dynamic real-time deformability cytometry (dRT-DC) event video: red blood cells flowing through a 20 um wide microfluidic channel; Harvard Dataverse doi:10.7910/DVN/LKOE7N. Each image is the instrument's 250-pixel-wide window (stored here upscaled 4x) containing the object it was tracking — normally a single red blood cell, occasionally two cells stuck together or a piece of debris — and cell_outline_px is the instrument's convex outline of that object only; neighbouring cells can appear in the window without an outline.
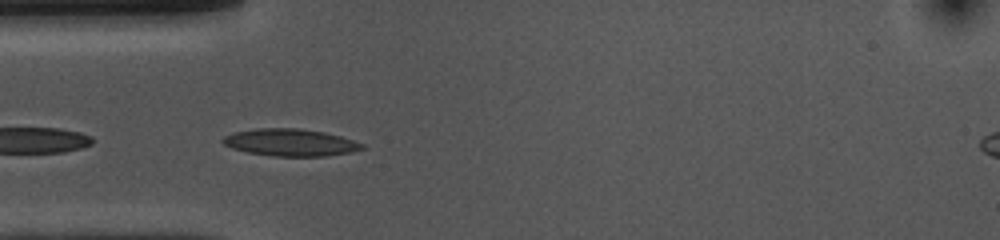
{"species": "common noctule bat (a hibernating species)", "species_latin": "Nyctalus noctula", "temperature_condition": "cold", "stored_images_in_passage": 40, "camera_frame_rate_fps": 3000, "um_per_image_px": 0.085, "animal": {"sex": "female", "body_mass_g": 10.0, "forearm_length_mm": 53.1}, "frame": {"image": 1, "passage_image": 2, "time_ms": 0.333, "image_size_px": [1000, 240], "cell_outline_px": [[364, 148], [352, 152], [328, 156], [272, 156], [248, 152], [232, 148], [224, 144], [220, 140], [224, 136], [232, 132], [256, 128], [300, 128], [324, 132], [340, 136], [364, 144]], "centroid_in_image_um": [24.66, 12.1], "position_along_channel_um": 60.3, "area_um2": 22.14}}
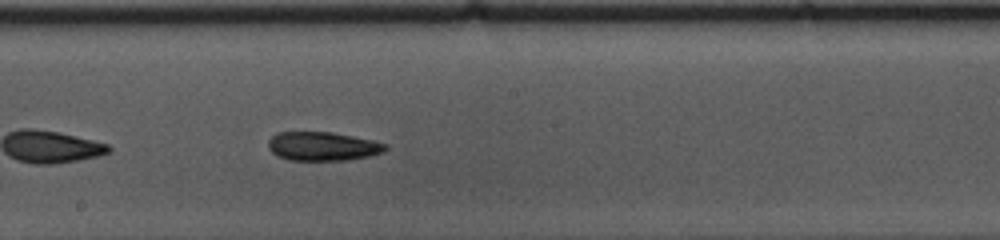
{"frame": {"image": 2, "passage_image": 15, "time_ms": 4.667, "image_size_px": [1000, 240], "cell_outline_px": [[388, 148], [384, 152], [368, 156], [344, 160], [288, 160], [276, 156], [268, 148], [268, 140], [276, 132], [332, 132], [352, 136], [388, 144]], "centroid_in_image_um": [27.39, 12.43], "position_along_channel_um": 220.8, "area_um2": 19.71}}
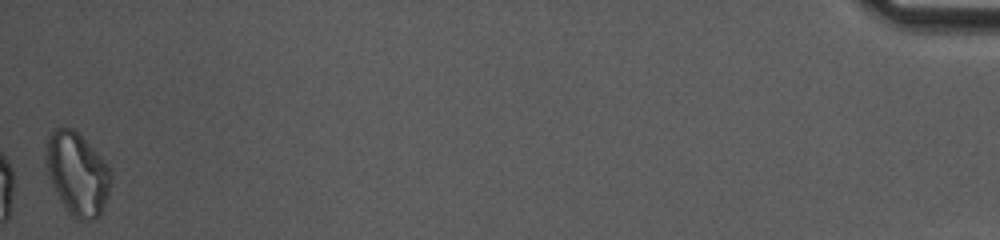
{"frame": {"image": 3, "passage_image": 40, "time_ms": 13.0, "image_size_px": [1000, 240], "cell_outline_px": [[112, 184], [108, 196], [100, 216], [92, 220], [76, 220], [68, 212], [60, 200], [48, 176], [44, 160], [44, 148], [48, 136], [56, 128], [72, 128], [112, 168]], "centroid_in_image_um": [6.57, 14.79], "position_along_channel_um": 428.6, "area_um2": 31.67}, "authors_computed_cell_mechanics": {"area_um2": 20.5479, "velocity_mm_per_s": 3.7059, "shape_relaxation_time_tau1_ms": 2.8194, "shape_relaxation_time_tau2_ms": 9.7277, "deformation_change_tau1": 0.1072, "deformation_change_tau2": 0.1862}}